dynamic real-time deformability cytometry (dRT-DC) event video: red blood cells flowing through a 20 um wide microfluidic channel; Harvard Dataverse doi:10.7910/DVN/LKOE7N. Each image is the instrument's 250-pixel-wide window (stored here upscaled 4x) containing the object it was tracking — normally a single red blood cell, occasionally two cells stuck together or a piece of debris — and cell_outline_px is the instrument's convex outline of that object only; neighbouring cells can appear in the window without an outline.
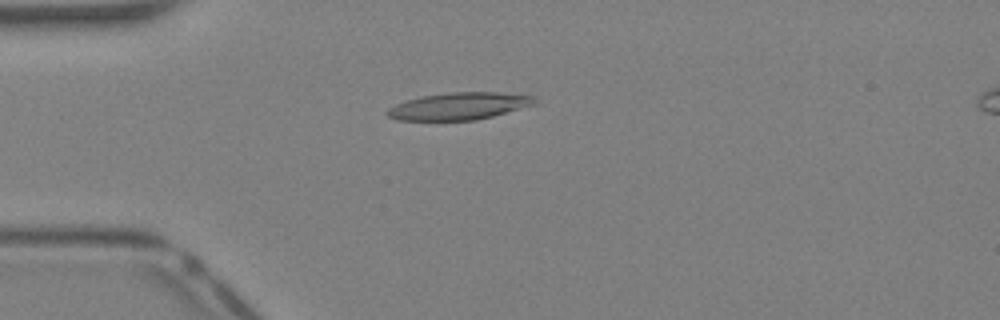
{"species": "Egyptian fruit bat (a non-hibernating species)", "species_latin": "Rousettus aegyptiacus", "temperature_condition": "warm", "stored_images_in_passage": 35, "camera_frame_rate_fps": 3000, "um_per_image_px": 0.085, "animal": {"sex": "female"}, "frame": {"image": 1, "passage_image": 6, "time_ms": 1.667, "image_size_px": [1000, 320], "cell_outline_px": [[536, 104], [492, 116], [476, 120], [396, 120], [388, 116], [384, 112], [388, 108], [396, 104], [420, 96], [448, 92], [496, 92], [536, 96]], "centroid_in_image_um": [39.0, 9.01], "position_along_channel_um": 46.0, "area_um2": 23.35}}
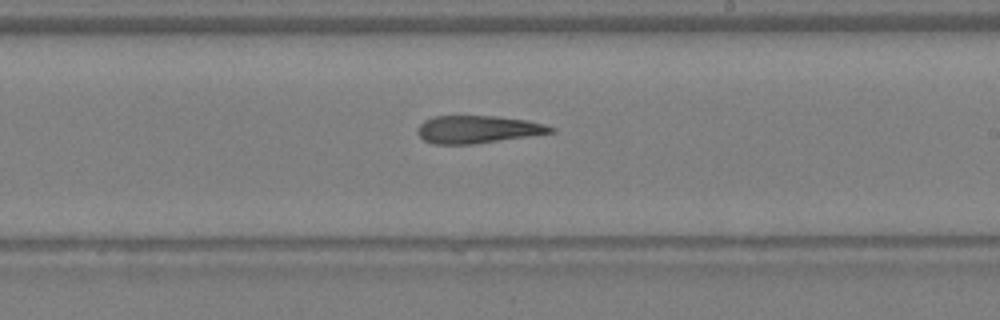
{"frame": {"image": 2, "passage_image": 19, "time_ms": 6.0, "image_size_px": [1000, 320], "cell_outline_px": [[556, 132], [472, 144], [432, 144], [424, 140], [416, 132], [416, 128], [424, 120], [432, 116], [496, 116], [528, 120], [544, 124], [556, 128]], "centroid_in_image_um": [40.59, 10.99], "position_along_channel_um": 248.4, "area_um2": 21.5}}
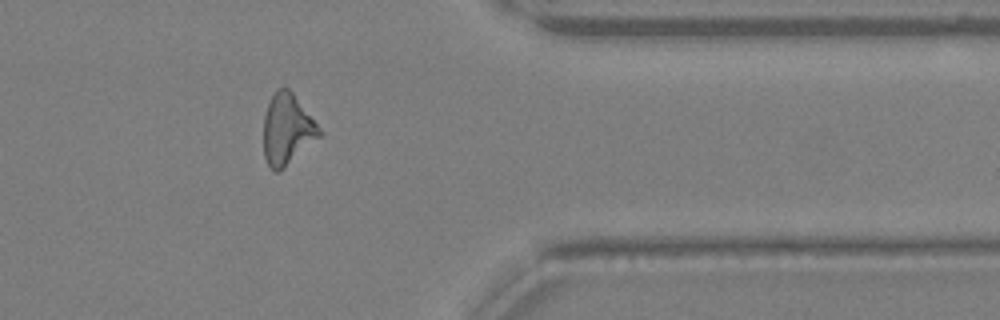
{"frame": {"image": 3, "passage_image": 28, "time_ms": 9.0, "image_size_px": [1000, 320], "cell_outline_px": [[324, 132], [320, 136], [284, 168], [276, 172], [268, 164], [264, 156], [264, 116], [268, 104], [276, 88], [288, 88], [292, 92]], "centroid_in_image_um": [24.41, 10.99], "position_along_channel_um": 387.0, "area_um2": 22.72}}